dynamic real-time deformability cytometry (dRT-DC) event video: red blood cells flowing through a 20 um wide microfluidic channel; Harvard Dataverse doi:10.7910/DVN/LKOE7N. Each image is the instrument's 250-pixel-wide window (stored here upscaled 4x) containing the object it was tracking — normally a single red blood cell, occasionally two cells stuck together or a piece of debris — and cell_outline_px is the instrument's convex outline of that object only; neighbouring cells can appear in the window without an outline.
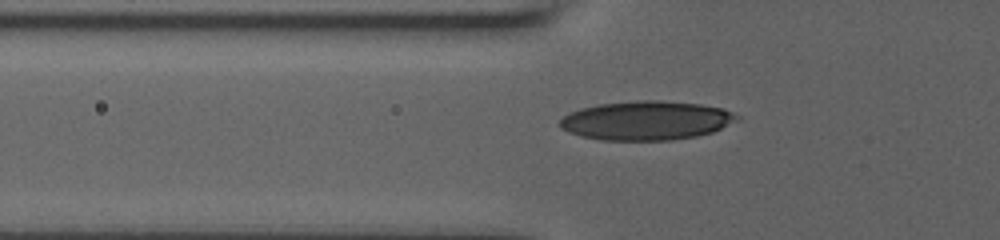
{"species": "human", "species_latin": "Homo sapiens", "temperature_condition": "room temperature", "stored_images_in_passage": 3, "camera_frame_rate_fps": 3000, "um_per_image_px": 0.085, "donor": {"sex": "male"}, "frame": {"image": 1, "passage_image": 2, "time_ms": 0.333, "image_size_px": [1000, 240], "cell_outline_px": [[740, 116], [720, 128], [712, 132], [696, 136], [672, 140], [604, 140], [580, 136], [568, 132], [560, 128], [560, 120], [564, 116], [580, 108], [600, 104], [636, 100], [660, 100], [700, 104], [724, 108]], "centroid_in_image_um": [54.9, 10.24], "position_along_channel_um": 70.9, "area_um2": 40.06}}